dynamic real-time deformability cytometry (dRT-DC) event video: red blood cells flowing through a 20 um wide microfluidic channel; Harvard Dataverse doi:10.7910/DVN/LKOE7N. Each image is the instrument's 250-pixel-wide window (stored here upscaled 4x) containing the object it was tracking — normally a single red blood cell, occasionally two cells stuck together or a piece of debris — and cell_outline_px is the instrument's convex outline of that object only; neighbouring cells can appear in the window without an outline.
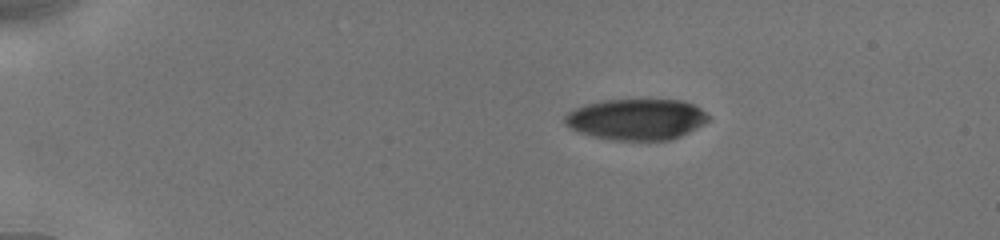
{"species": "human", "species_latin": "Homo sapiens", "temperature_condition": "cold", "stored_images_in_passage": 6, "camera_frame_rate_fps": 3000, "um_per_image_px": 0.085, "donor": {"sex": "male"}, "frame": {"image": 1, "passage_image": 1, "time_ms": 0.0, "image_size_px": [1000, 240], "cell_outline_px": [[712, 120], [672, 140], [612, 140], [592, 136], [580, 132], [572, 128], [564, 120], [564, 116], [568, 112], [576, 108], [588, 104], [604, 100], [684, 100], [700, 108], [712, 116]], "centroid_in_image_um": [54.17, 10.14], "position_along_channel_um": 30.8, "area_um2": 34.33}}
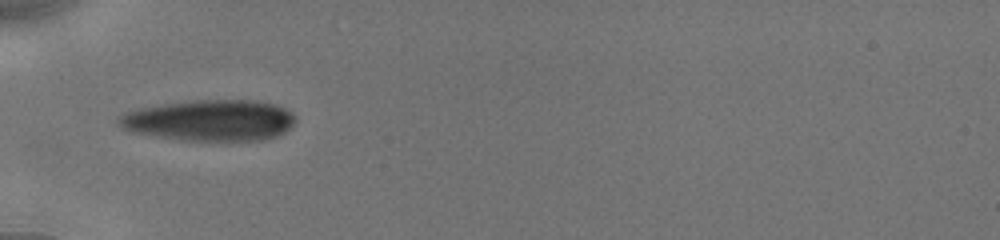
{"frame": {"image": 2, "passage_image": 5, "time_ms": 3.0, "image_size_px": [1000, 240], "cell_outline_px": [[296, 120], [284, 132], [276, 136], [264, 140], [180, 140], [132, 132], [116, 124], [116, 120], [124, 112], [140, 108], [164, 104], [196, 100], [256, 100], [276, 104], [292, 112], [296, 116]], "centroid_in_image_um": [17.84, 10.22], "position_along_channel_um": 67.2, "area_um2": 42.31}}